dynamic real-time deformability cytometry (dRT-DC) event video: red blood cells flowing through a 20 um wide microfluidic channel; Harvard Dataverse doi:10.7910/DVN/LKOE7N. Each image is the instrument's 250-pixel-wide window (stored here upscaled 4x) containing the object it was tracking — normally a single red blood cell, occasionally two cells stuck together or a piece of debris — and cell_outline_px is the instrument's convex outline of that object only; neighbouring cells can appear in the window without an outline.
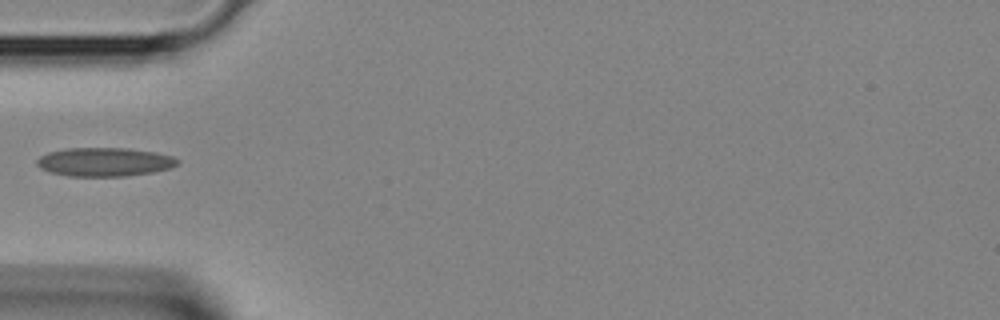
{"species": "Egyptian fruit bat (a non-hibernating species)", "species_latin": "Rousettus aegyptiacus", "temperature_condition": "room temperature", "stored_images_in_passage": 28, "camera_frame_rate_fps": 3000, "um_per_image_px": 0.085, "animal": {"sex": "female"}, "frame": {"image": 1, "passage_image": 1, "time_ms": 0.0, "image_size_px": [1000, 320], "cell_outline_px": [[180, 164], [172, 168], [152, 172], [124, 176], [68, 176], [48, 172], [40, 168], [36, 164], [36, 160], [40, 156], [48, 152], [68, 148], [124, 148], [156, 152], [172, 156], [180, 160]], "centroid_in_image_um": [8.89, 13.77], "position_along_channel_um": 76.1, "area_um2": 23.7}}
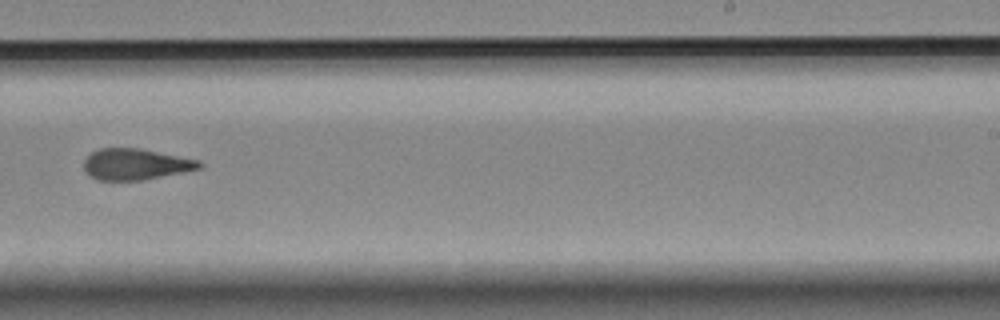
{"frame": {"image": 2, "passage_image": 13, "time_ms": 4.0, "image_size_px": [1000, 320], "cell_outline_px": [[204, 164], [200, 168], [140, 180], [96, 180], [88, 176], [84, 168], [84, 160], [92, 152], [100, 148], [140, 148], [200, 160]], "centroid_in_image_um": [11.49, 13.95], "position_along_channel_um": 277.5, "area_um2": 20.81}}
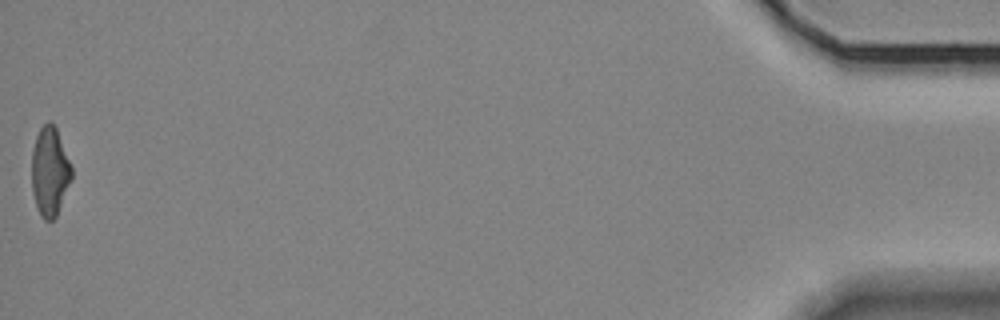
{"frame": {"image": 3, "passage_image": 28, "time_ms": 9.0, "image_size_px": [1000, 320], "cell_outline_px": [[72, 180], [56, 216], [52, 220], [44, 220], [40, 216], [32, 192], [32, 148], [36, 136], [40, 128], [48, 120], [52, 120], [56, 128], [72, 164]], "centroid_in_image_um": [4.25, 14.55], "position_along_channel_um": 431.0, "area_um2": 20.98}}